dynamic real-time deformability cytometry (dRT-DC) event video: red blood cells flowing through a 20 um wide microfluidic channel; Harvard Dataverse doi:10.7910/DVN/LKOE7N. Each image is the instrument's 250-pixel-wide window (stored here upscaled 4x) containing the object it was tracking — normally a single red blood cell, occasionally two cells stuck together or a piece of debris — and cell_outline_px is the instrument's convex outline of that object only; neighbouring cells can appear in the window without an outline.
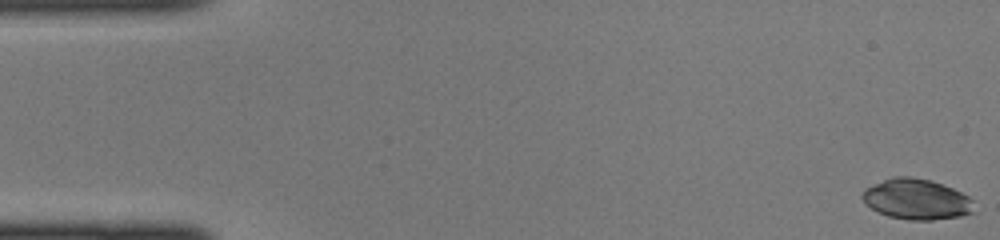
{"species": "common noctule bat (a hibernating species)", "species_latin": "Nyctalus noctula", "temperature_condition": "cold", "stored_images_in_passage": 45, "camera_frame_rate_fps": 3000, "um_per_image_px": 0.085, "animal": {"sex": "female", "body_mass_g": 22.0, "forearm_length_mm": 56.7}, "frame": {"image": 1, "passage_image": 1, "time_ms": 0.0, "image_size_px": [1000, 240], "cell_outline_px": [[976, 212], [960, 216], [932, 220], [908, 220], [888, 216], [872, 208], [860, 196], [864, 188], [892, 176], [912, 176], [932, 180], [952, 188], [968, 196], [972, 200]], "centroid_in_image_um": [77.92, 16.92], "position_along_channel_um": 7.1, "area_um2": 26.53}}
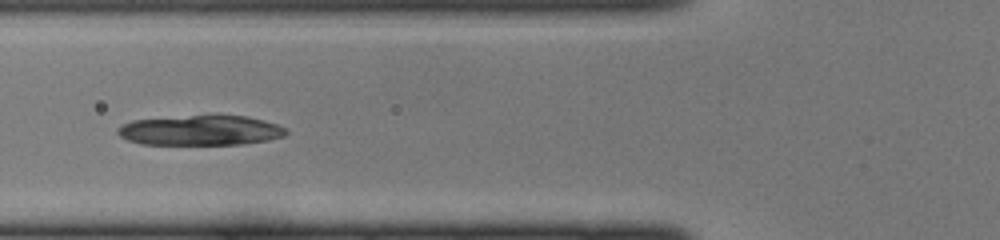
{"frame": {"image": 2, "passage_image": 17, "time_ms": 5.333, "image_size_px": [1000, 240], "cell_outline_px": [[288, 132], [284, 136], [268, 140], [244, 144], [140, 144], [128, 140], [120, 136], [116, 132], [116, 128], [132, 120], [216, 112], [248, 116], [264, 120], [288, 128]], "centroid_in_image_um": [17.08, 11.03], "position_along_channel_um": 108.7, "area_um2": 30.58}}
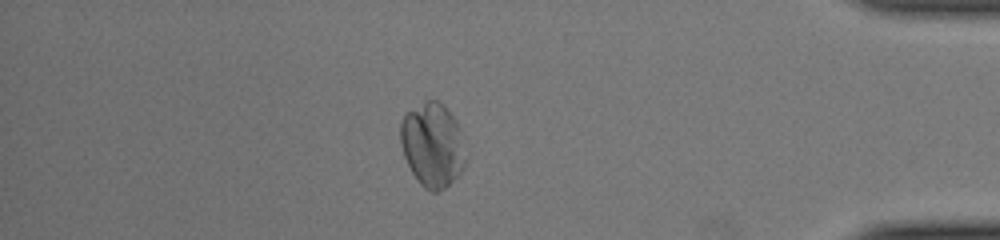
{"frame": {"image": 3, "passage_image": 39, "time_ms": 12.667, "image_size_px": [1000, 240], "cell_outline_px": [[468, 156], [464, 168], [444, 188], [436, 192], [432, 192], [424, 188], [420, 184], [412, 172], [404, 156], [400, 144], [400, 124], [404, 116], [408, 112], [424, 100], [436, 100], [456, 120]], "centroid_in_image_um": [36.76, 12.34], "position_along_channel_um": 398.4, "area_um2": 31.85}}